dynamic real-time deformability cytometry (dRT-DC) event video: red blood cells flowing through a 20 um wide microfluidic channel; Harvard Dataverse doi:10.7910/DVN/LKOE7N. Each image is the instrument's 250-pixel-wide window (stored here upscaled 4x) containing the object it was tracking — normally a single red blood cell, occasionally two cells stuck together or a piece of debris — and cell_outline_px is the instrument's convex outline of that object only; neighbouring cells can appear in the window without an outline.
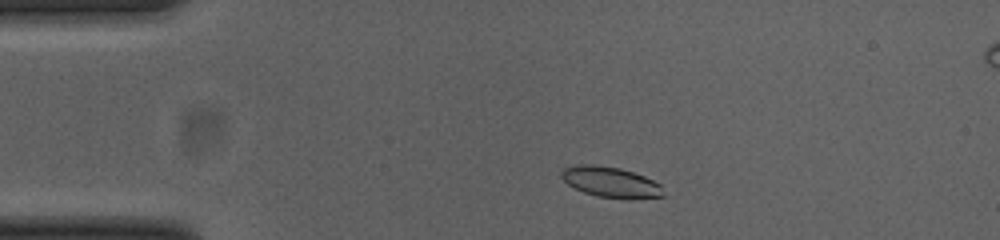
{"species": "common noctule bat (a hibernating species)", "species_latin": "Nyctalus noctula", "temperature_condition": "cold", "stored_images_in_passage": 47, "camera_frame_rate_fps": 3000, "um_per_image_px": 0.085, "animal": {"sex": "female", "body_mass_g": 23.0, "forearm_length_mm": 53.4}, "frame": {"image": 1, "passage_image": 5, "time_ms": 1.333, "image_size_px": [1000, 240], "cell_outline_px": [[664, 196], [632, 200], [624, 200], [596, 196], [584, 192], [568, 184], [560, 176], [560, 172], [564, 168], [576, 164], [592, 164], [620, 168], [644, 176], [660, 184]], "centroid_in_image_um": [51.91, 15.49], "position_along_channel_um": 33.1, "area_um2": 18.38}}
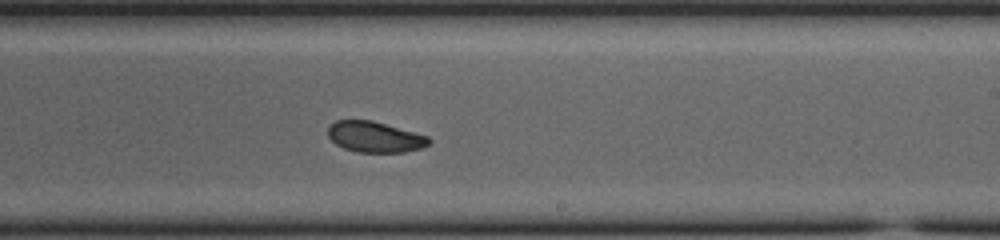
{"frame": {"image": 2, "passage_image": 26, "time_ms": 8.333, "image_size_px": [1000, 240], "cell_outline_px": [[432, 140], [428, 144], [420, 148], [404, 152], [356, 152], [344, 148], [336, 144], [328, 136], [328, 128], [336, 120], [372, 120], [428, 136]], "centroid_in_image_um": [31.85, 11.64], "position_along_channel_um": 257.1, "area_um2": 17.98}}
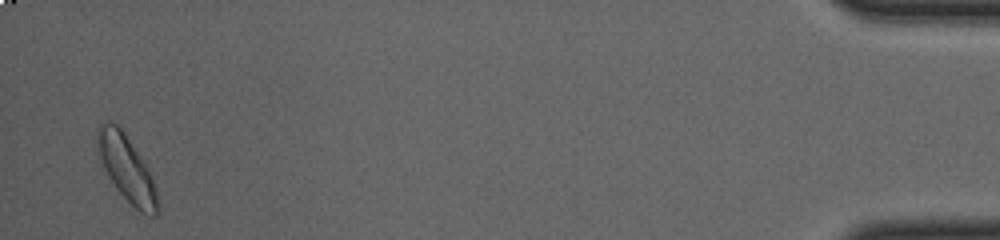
{"frame": {"image": 3, "passage_image": 46, "time_ms": 15.0, "image_size_px": [1000, 240], "cell_outline_px": [[160, 212], [156, 216], [152, 216], [140, 212], [120, 192], [104, 168], [100, 156], [96, 132], [100, 124], [116, 124], [124, 132], [152, 176], [156, 188], [160, 204]], "centroid_in_image_um": [10.83, 14.39], "position_along_channel_um": 424.4, "area_um2": 22.31}, "authors_computed_cell_mechanics": {"area_um2": 18.8428, "velocity_mm_per_s": 3.8431, "shape_relaxation_time_tau1_ms": 1.6123, "shape_relaxation_time_tau2_ms": 5.3577, "deformation_change_tau1": 0.0983, "deformation_change_tau2": 0.0927}}